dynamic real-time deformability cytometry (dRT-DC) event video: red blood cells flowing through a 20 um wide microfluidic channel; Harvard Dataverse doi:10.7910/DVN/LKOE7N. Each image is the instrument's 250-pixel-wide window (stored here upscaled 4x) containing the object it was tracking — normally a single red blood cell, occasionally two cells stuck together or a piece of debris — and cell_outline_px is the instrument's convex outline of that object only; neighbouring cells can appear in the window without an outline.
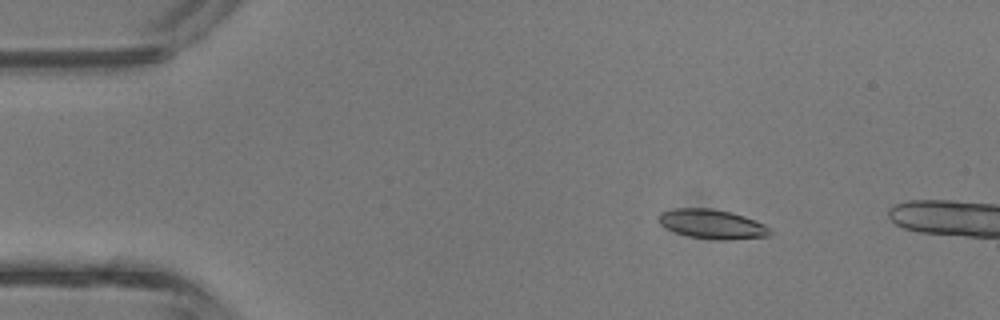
{"species": "common noctule bat (a hibernating species)", "species_latin": "Nyctalus noctula", "temperature_condition": "room temperature", "stored_images_in_passage": 3, "camera_frame_rate_fps": 3000, "um_per_image_px": 0.085, "animal": {"sex": "male", "body_mass_g": 13.3}, "frame": {"image": 1, "passage_image": 2, "time_ms": 0.333, "image_size_px": [1000, 320], "cell_outline_px": [[772, 236], [728, 240], [720, 240], [688, 236], [676, 232], [660, 224], [656, 216], [660, 212], [676, 208], [712, 208], [732, 212], [744, 216], [764, 224], [772, 232]], "centroid_in_image_um": [60.53, 19.04], "position_along_channel_um": 24.5, "area_um2": 19.13}}